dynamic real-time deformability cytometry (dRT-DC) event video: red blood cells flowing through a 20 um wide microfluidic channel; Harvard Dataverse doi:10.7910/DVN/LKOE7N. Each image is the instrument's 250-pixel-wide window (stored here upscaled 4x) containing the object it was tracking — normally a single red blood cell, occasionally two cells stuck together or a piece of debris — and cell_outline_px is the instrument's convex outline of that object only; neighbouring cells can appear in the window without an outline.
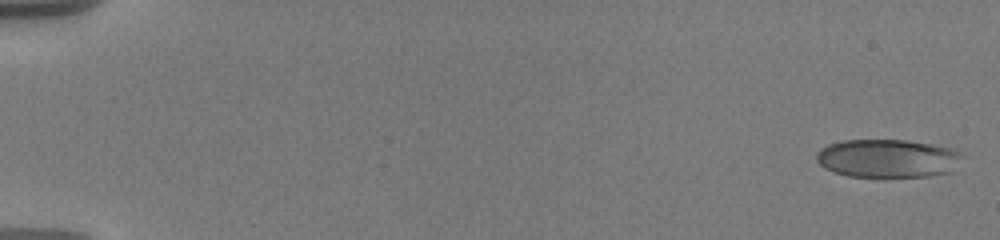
{"species": "human", "species_latin": "Homo sapiens", "temperature_condition": "warm", "stored_images_in_passage": 12, "camera_frame_rate_fps": 3000, "um_per_image_px": 0.085, "donor": {"sex": "male"}, "frame": {"image": 1, "passage_image": 1, "time_ms": 0.0, "image_size_px": [1000, 240], "cell_outline_px": [[960, 152], [956, 172], [928, 176], [848, 176], [832, 172], [824, 168], [816, 160], [816, 152], [828, 144], [844, 140], [904, 140], [928, 144], [948, 148]], "centroid_in_image_um": [75.41, 13.47], "position_along_channel_um": 9.6, "area_um2": 32.37}}
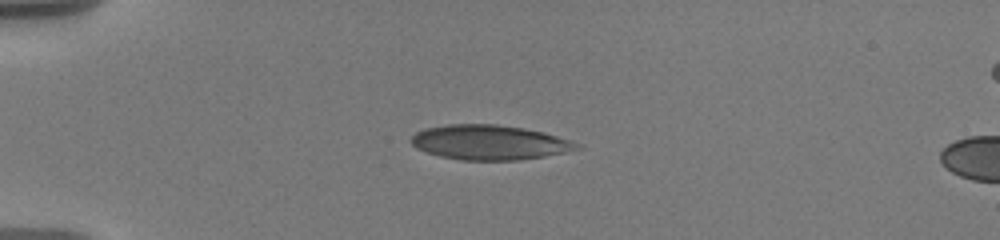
{"frame": {"image": 2, "passage_image": 9, "time_ms": 4.667, "image_size_px": [1000, 240], "cell_outline_px": [[584, 148], [544, 156], [520, 160], [460, 160], [440, 156], [416, 148], [408, 140], [416, 132], [424, 128], [448, 124], [496, 124], [524, 128], [544, 132], [584, 144]], "centroid_in_image_um": [41.63, 12.1], "position_along_channel_um": 43.4, "area_um2": 33.81}}
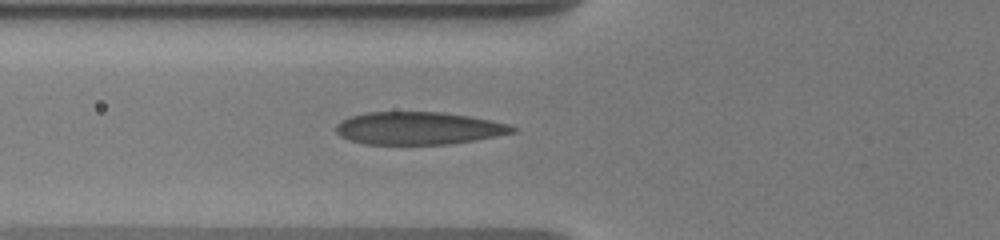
{"frame": {"image": 3, "passage_image": 12, "time_ms": 7.0, "image_size_px": [1000, 240], "cell_outline_px": [[516, 132], [496, 136], [448, 144], [364, 144], [340, 136], [336, 132], [336, 124], [340, 120], [348, 116], [364, 112], [444, 112], [468, 116], [508, 124], [516, 128]], "centroid_in_image_um": [35.52, 10.89], "position_along_channel_um": 90.3, "area_um2": 33.47}}